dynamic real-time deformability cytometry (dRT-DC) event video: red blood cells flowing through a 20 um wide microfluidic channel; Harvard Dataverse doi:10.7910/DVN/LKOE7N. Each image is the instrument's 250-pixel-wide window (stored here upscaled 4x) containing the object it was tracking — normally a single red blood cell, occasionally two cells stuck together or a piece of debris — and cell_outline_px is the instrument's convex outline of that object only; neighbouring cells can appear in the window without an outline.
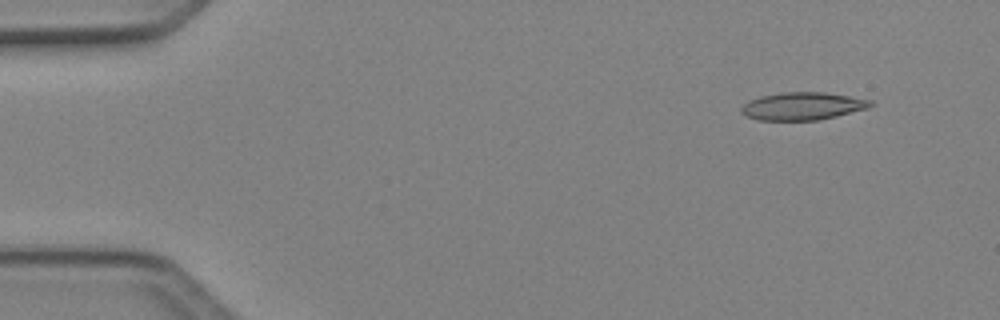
{"species": "Egyptian fruit bat (a non-hibernating species)", "species_latin": "Rousettus aegyptiacus", "temperature_condition": "cold", "stored_images_in_passage": 4, "camera_frame_rate_fps": 3000, "um_per_image_px": 0.085, "animal": {"sex": "female"}, "frame": {"image": 1, "passage_image": 2, "time_ms": 0.333, "image_size_px": [1000, 320], "cell_outline_px": [[876, 104], [868, 108], [836, 116], [816, 120], [760, 120], [748, 116], [740, 112], [740, 108], [748, 100], [760, 96], [780, 92], [824, 92], [872, 100]], "centroid_in_image_um": [68.22, 9.01], "position_along_channel_um": 16.8, "area_um2": 20.87}}
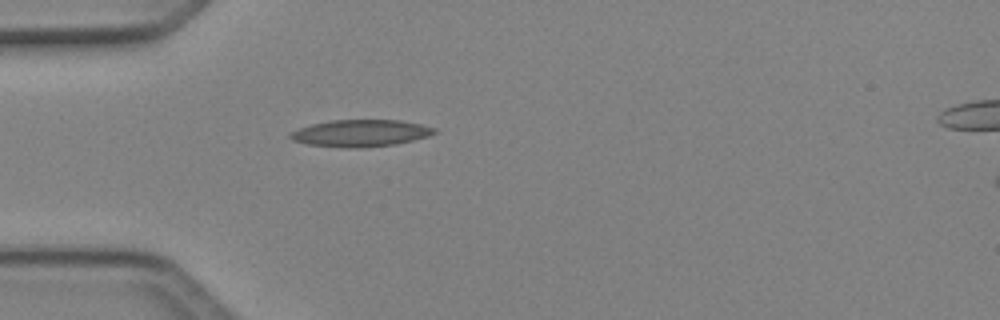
{"frame": {"image": 2, "passage_image": 4, "time_ms": 1.0, "image_size_px": [1000, 320], "cell_outline_px": [[436, 132], [428, 136], [396, 144], [360, 148], [348, 148], [308, 144], [292, 140], [288, 136], [288, 132], [312, 124], [328, 120], [400, 120], [420, 124], [436, 128]], "centroid_in_image_um": [30.62, 11.31], "position_along_channel_um": 54.4, "area_um2": 22.6}}